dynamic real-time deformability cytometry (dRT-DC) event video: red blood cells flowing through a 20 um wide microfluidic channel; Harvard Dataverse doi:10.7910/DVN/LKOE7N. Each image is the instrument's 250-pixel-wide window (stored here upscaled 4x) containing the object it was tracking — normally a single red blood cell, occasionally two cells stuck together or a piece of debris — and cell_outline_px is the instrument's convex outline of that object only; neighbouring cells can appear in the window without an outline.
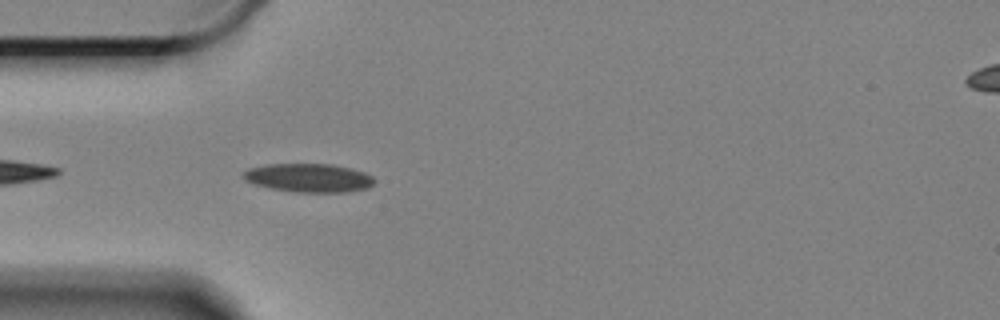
{"species": "Egyptian fruit bat (a non-hibernating species)", "species_latin": "Rousettus aegyptiacus", "temperature_condition": "cold", "stored_images_in_passage": 18, "camera_frame_rate_fps": 3000, "um_per_image_px": 0.085, "animal": {"sex": "female"}, "frame": {"image": 1, "passage_image": 3, "time_ms": 0.667, "image_size_px": [1000, 320], "cell_outline_px": [[376, 180], [368, 188], [344, 192], [296, 192], [272, 188], [256, 184], [244, 180], [244, 172], [248, 168], [268, 164], [332, 164], [352, 168], [364, 172], [372, 176]], "centroid_in_image_um": [26.28, 15.11], "position_along_channel_um": 58.7, "area_um2": 21.73}}
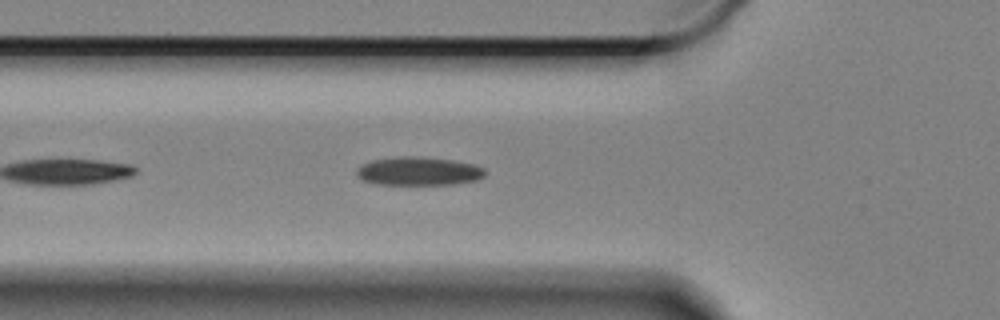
{"frame": {"image": 2, "passage_image": 6, "time_ms": 1.667, "image_size_px": [1000, 320], "cell_outline_px": [[484, 176], [476, 180], [452, 184], [376, 184], [364, 180], [356, 172], [364, 164], [372, 160], [400, 156], [420, 156], [452, 160], [472, 164], [484, 168]], "centroid_in_image_um": [35.61, 14.54], "position_along_channel_um": 90.2, "area_um2": 20.92}}
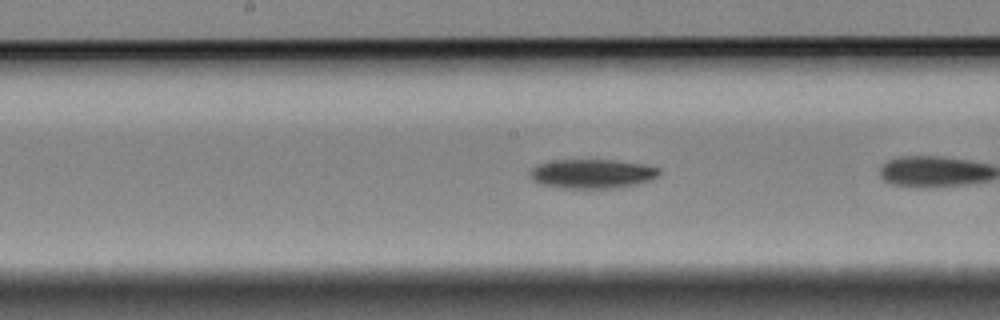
{"frame": {"image": 3, "passage_image": 13, "time_ms": 4.0, "image_size_px": [1000, 320], "cell_outline_px": [[660, 172], [656, 176], [648, 180], [636, 184], [620, 188], [564, 188], [544, 184], [532, 180], [528, 172], [536, 164], [552, 160], [612, 160], [644, 164], [660, 168]], "centroid_in_image_um": [50.31, 14.76], "position_along_channel_um": 197.9, "area_um2": 21.96}}